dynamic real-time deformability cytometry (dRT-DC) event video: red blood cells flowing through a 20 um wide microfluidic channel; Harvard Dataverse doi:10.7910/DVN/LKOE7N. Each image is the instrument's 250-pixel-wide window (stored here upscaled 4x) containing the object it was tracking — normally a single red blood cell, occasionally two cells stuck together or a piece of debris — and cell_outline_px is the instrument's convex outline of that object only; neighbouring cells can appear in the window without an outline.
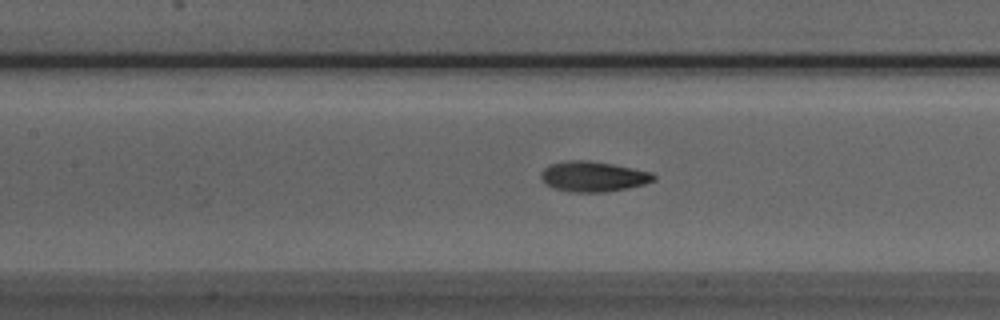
{"species": "Egyptian fruit bat (a non-hibernating species)", "species_latin": "Rousettus aegyptiacus", "temperature_condition": "room temperature", "stored_images_in_passage": 16, "camera_frame_rate_fps": 3000, "um_per_image_px": 0.085, "animal": {"sex": "male"}, "frame": {"image": 1, "passage_image": 10, "time_ms": 3.0, "image_size_px": [1000, 320], "cell_outline_px": [[656, 180], [644, 184], [604, 192], [568, 192], [544, 184], [540, 176], [540, 172], [544, 168], [552, 164], [568, 160], [588, 160], [612, 164], [652, 172], [656, 176]], "centroid_in_image_um": [50.4, 15.0], "position_along_channel_um": 157.0, "area_um2": 19.83}}
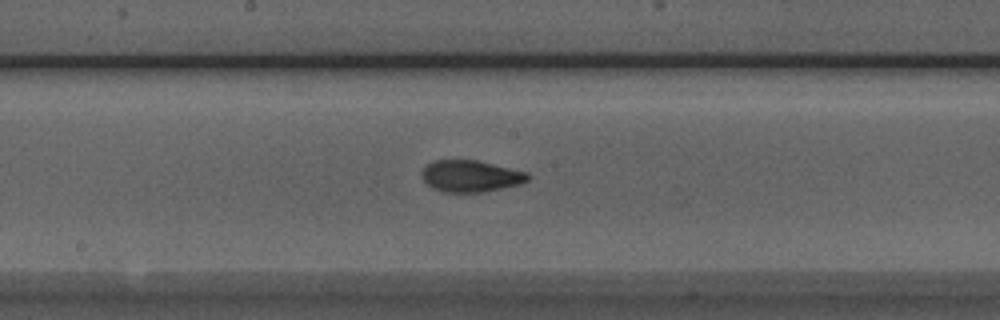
{"frame": {"image": 2, "passage_image": 14, "time_ms": 4.333, "image_size_px": [1000, 320], "cell_outline_px": [[532, 176], [528, 180], [520, 184], [484, 192], [444, 192], [432, 188], [424, 180], [420, 172], [432, 160], [476, 160], [528, 172]], "centroid_in_image_um": [40.02, 14.97], "position_along_channel_um": 208.2, "area_um2": 19.59}}